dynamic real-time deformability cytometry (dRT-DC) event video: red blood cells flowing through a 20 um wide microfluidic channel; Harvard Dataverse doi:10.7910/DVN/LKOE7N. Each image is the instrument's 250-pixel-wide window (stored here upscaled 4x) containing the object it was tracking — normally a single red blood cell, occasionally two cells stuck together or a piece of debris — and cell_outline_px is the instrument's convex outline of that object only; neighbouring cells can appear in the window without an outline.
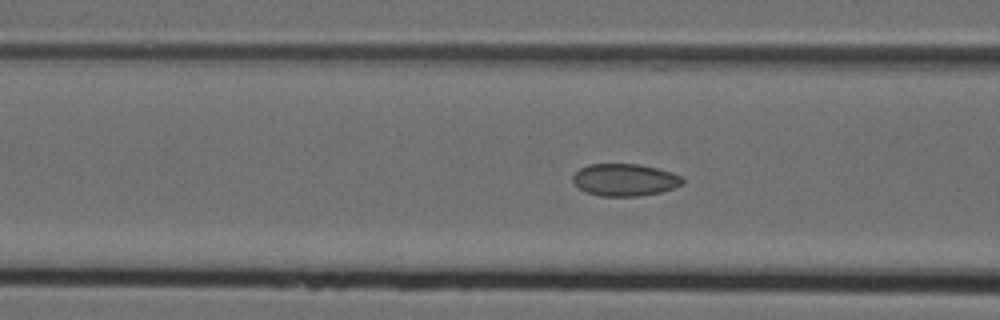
{"species": "Egyptian fruit bat (a non-hibernating species)", "species_latin": "Rousettus aegyptiacus", "temperature_condition": "cold", "stored_images_in_passage": 5, "camera_frame_rate_fps": 3000, "um_per_image_px": 0.085, "animal": {"sex": "female"}, "frame": {"image": 1, "passage_image": 4, "time_ms": 1.0, "image_size_px": [1000, 320], "cell_outline_px": [[684, 184], [660, 192], [640, 196], [600, 196], [588, 192], [580, 188], [572, 180], [572, 176], [580, 168], [588, 164], [640, 164], [672, 172], [684, 176]], "centroid_in_image_um": [53.14, 15.28], "position_along_channel_um": 113.5, "area_um2": 20.63}}
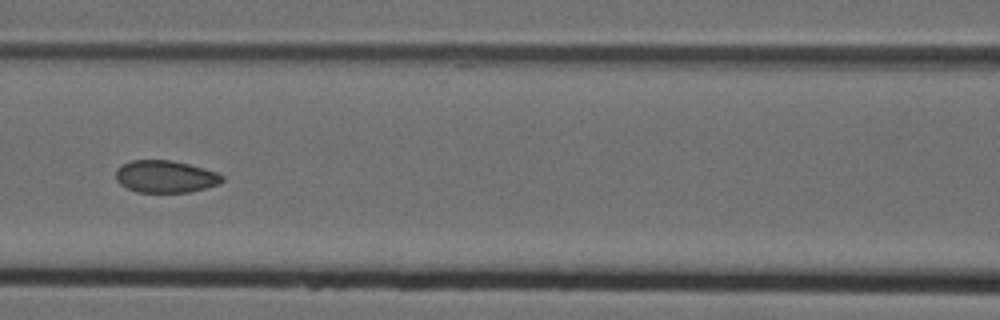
{"frame": {"image": 2, "passage_image": 5, "time_ms": 1.333, "image_size_px": [1000, 320], "cell_outline_px": [[224, 180], [216, 184], [204, 188], [188, 192], [136, 192], [120, 184], [116, 180], [116, 168], [132, 160], [172, 160], [188, 164], [216, 172], [224, 176]], "centroid_in_image_um": [14.03, 15.0], "position_along_channel_um": 152.6, "area_um2": 19.77}}